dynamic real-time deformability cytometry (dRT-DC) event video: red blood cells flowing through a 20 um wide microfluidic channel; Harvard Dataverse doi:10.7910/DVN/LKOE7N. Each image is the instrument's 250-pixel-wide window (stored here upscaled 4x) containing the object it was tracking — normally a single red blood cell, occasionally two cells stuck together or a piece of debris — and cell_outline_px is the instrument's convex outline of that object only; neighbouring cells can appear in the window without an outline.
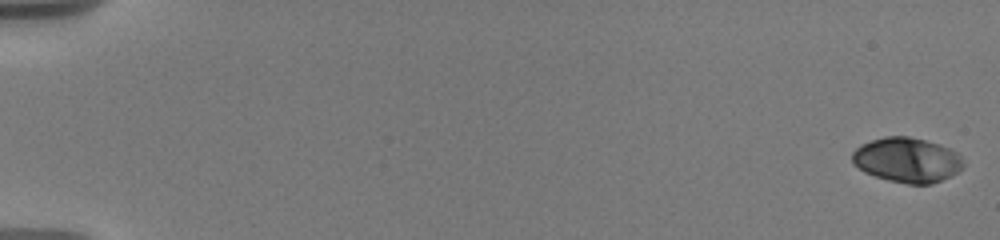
{"species": "human", "species_latin": "Homo sapiens", "temperature_condition": "warm", "stored_images_in_passage": 23, "camera_frame_rate_fps": 3000, "um_per_image_px": 0.085, "donor": {"sex": "male"}, "frame": {"image": 1, "passage_image": 1, "time_ms": 0.0, "image_size_px": [1000, 240], "cell_outline_px": [[964, 168], [932, 184], [908, 184], [888, 180], [864, 172], [852, 164], [852, 152], [860, 144], [884, 136], [908, 136], [940, 144], [956, 152], [960, 156], [964, 164]], "centroid_in_image_um": [77.07, 13.59], "position_along_channel_um": 7.9, "area_um2": 29.02}}
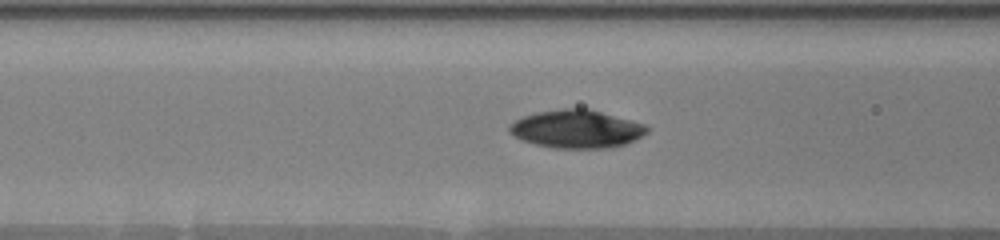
{"frame": {"image": 2, "passage_image": 14, "time_ms": 8.0, "image_size_px": [1000, 240], "cell_outline_px": [[648, 132], [624, 144], [612, 148], [556, 148], [536, 144], [520, 140], [508, 132], [508, 124], [524, 116], [536, 112], [564, 108], [588, 108], [644, 124], [648, 128]], "centroid_in_image_um": [48.96, 10.96], "position_along_channel_um": 117.6, "area_um2": 30.46}}
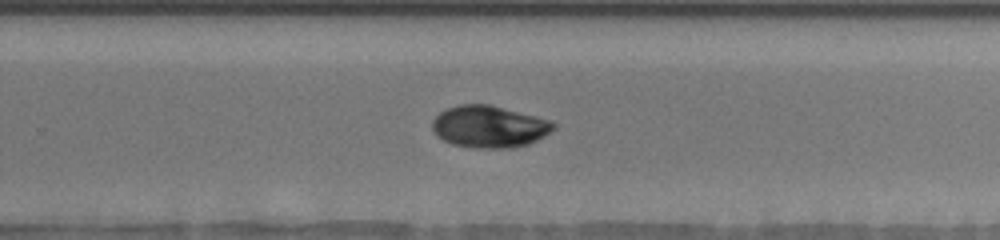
{"frame": {"image": 3, "passage_image": 23, "time_ms": 12.667, "image_size_px": [1000, 240], "cell_outline_px": [[556, 128], [544, 136], [528, 144], [512, 148], [476, 148], [452, 144], [436, 136], [432, 128], [432, 120], [440, 112], [448, 108], [460, 104], [488, 104], [552, 120], [556, 124]], "centroid_in_image_um": [41.59, 10.77], "position_along_channel_um": 288.2, "area_um2": 29.71}}